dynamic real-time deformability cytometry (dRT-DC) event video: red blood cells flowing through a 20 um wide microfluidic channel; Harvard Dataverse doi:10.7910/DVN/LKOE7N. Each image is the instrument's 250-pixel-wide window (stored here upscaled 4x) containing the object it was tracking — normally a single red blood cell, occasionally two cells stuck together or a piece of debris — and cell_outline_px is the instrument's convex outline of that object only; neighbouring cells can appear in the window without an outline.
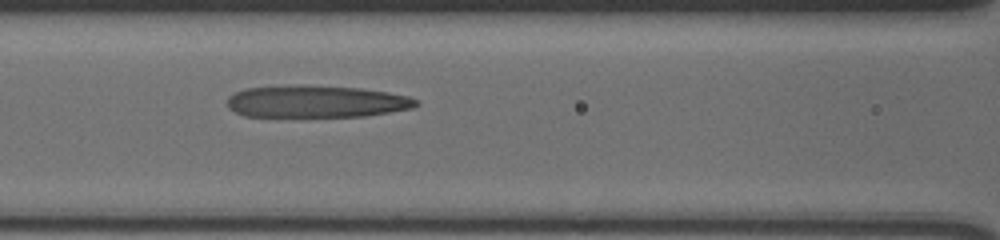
{"species": "human", "species_latin": "Homo sapiens", "temperature_condition": "cold", "stored_images_in_passage": 45, "camera_frame_rate_fps": 3000, "um_per_image_px": 0.085, "donor": {"sex": "male"}, "frame": {"image": 1, "passage_image": 20, "time_ms": 6.333, "image_size_px": [1000, 240], "cell_outline_px": [[420, 104], [412, 108], [364, 116], [244, 116], [228, 108], [228, 96], [244, 88], [360, 88], [388, 92], [408, 96], [420, 100]], "centroid_in_image_um": [26.95, 8.67], "position_along_channel_um": 139.7, "area_um2": 33.81}}
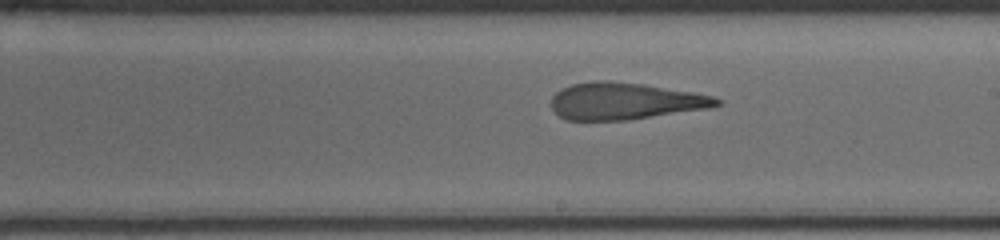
{"frame": {"image": 2, "passage_image": 28, "time_ms": 9.0, "image_size_px": [1000, 240], "cell_outline_px": [[720, 104], [708, 108], [628, 120], [564, 120], [552, 108], [552, 96], [556, 92], [572, 84], [592, 80], [604, 80], [644, 84], [692, 92], [712, 96], [720, 100]], "centroid_in_image_um": [53.08, 8.59], "position_along_channel_um": 235.9, "area_um2": 35.32}}
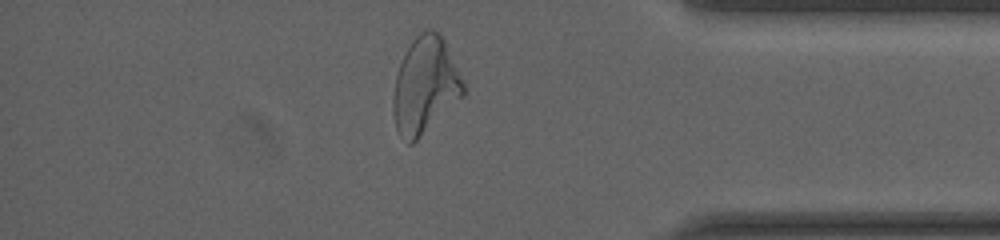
{"frame": {"image": 3, "passage_image": 43, "time_ms": 14.0, "image_size_px": [1000, 240], "cell_outline_px": [[464, 96], [412, 144], [408, 144], [400, 136], [396, 128], [392, 112], [392, 100], [396, 76], [400, 64], [412, 40], [420, 32], [428, 28], [432, 28], [440, 32], [444, 40], [464, 84]], "centroid_in_image_um": [36.12, 7.28], "position_along_channel_um": 399.1, "area_um2": 39.19}}